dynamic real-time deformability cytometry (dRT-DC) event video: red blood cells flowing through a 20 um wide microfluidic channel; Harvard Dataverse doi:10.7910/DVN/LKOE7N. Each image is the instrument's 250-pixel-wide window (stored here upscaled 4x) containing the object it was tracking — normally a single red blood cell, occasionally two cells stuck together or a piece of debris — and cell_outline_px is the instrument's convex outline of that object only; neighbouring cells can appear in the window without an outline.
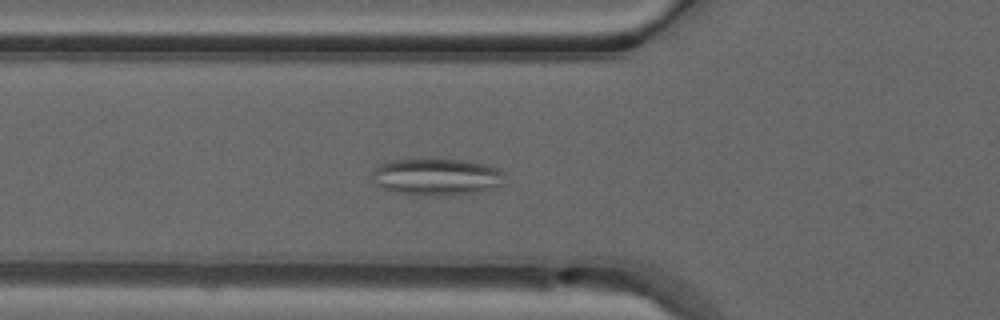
{"species": "common noctule bat (a hibernating species)", "species_latin": "Nyctalus noctula", "temperature_condition": "warm", "stored_images_in_passage": 44, "camera_frame_rate_fps": 3000, "um_per_image_px": 0.085, "animal": {"sex": "male", "forearm_length_mm": 52.5}, "frame": {"image": 1, "passage_image": 11, "time_ms": 3.333, "image_size_px": [1000, 320], "cell_outline_px": [[500, 184], [480, 192], [440, 196], [396, 192], [384, 188], [376, 184], [368, 176], [380, 164], [388, 160], [468, 160], [500, 168]], "centroid_in_image_um": [37.04, 15.03], "position_along_channel_um": 88.8, "area_um2": 28.03}}
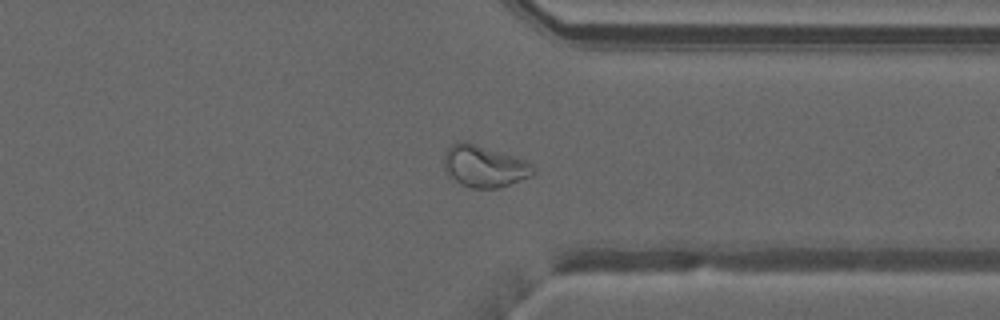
{"frame": {"image": 2, "passage_image": 32, "time_ms": 10.333, "image_size_px": [1000, 320], "cell_outline_px": [[536, 172], [528, 176], [508, 184], [496, 188], [468, 188], [460, 184], [448, 176], [444, 168], [444, 152], [452, 144], [464, 140], [528, 160], [536, 168]], "centroid_in_image_um": [41.14, 14.12], "position_along_channel_um": 370.3, "area_um2": 21.85}}
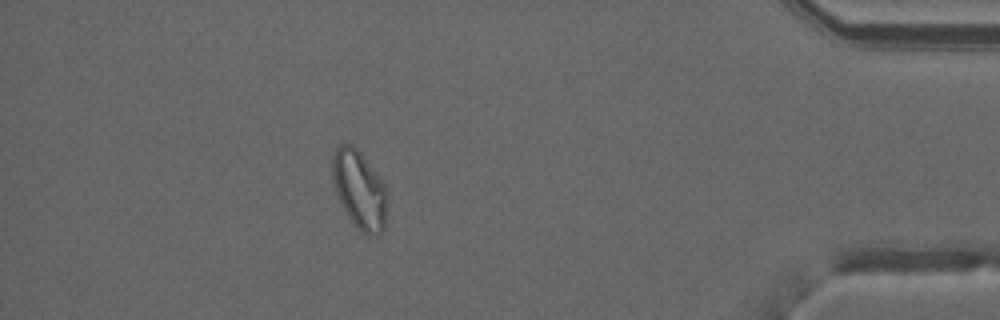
{"frame": {"image": 3, "passage_image": 38, "time_ms": 12.333, "image_size_px": [1000, 320], "cell_outline_px": [[388, 204], [384, 228], [380, 232], [368, 236], [356, 228], [348, 216], [336, 192], [332, 176], [332, 156], [336, 148], [340, 144], [352, 144], [360, 152], [384, 184], [388, 192]], "centroid_in_image_um": [30.57, 16.13], "position_along_channel_um": 404.6, "area_um2": 24.91}, "authors_computed_cell_mechanics": {"area_um2": 23.7847, "velocity_mm_per_s": 4.0361, "shape_relaxation_time_tau1_ms": null, "shape_relaxation_time_tau2_ms": 2.1795, "deformation_change_tau1": null, "deformation_change_tau2": 0.0849}}